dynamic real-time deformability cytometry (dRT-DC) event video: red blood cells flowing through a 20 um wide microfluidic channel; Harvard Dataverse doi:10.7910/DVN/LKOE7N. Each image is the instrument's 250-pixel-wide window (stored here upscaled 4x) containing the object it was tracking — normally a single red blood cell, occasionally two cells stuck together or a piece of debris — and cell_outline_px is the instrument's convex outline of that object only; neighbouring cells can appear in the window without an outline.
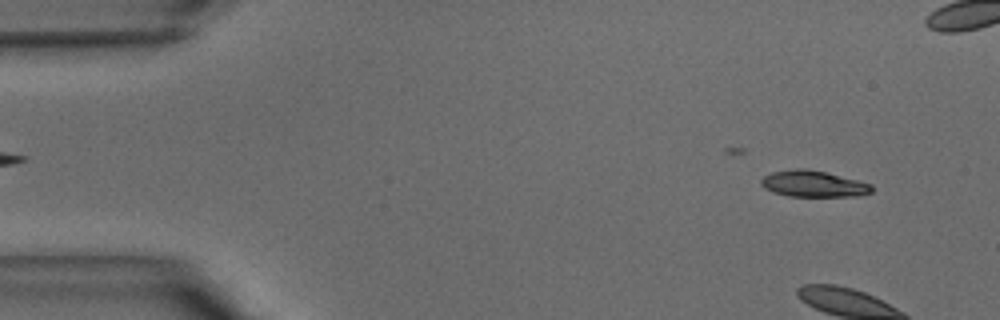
{"species": "common noctule bat (a hibernating species)", "species_latin": "Nyctalus noctula", "temperature_condition": "warm", "stored_images_in_passage": 6, "camera_frame_rate_fps": 3000, "um_per_image_px": 0.085, "animal": {"sex": "male", "body_mass_g": 15.6}, "frame": {"image": 1, "passage_image": 4, "time_ms": 1.0, "image_size_px": [1000, 320], "cell_outline_px": [[872, 192], [856, 196], [788, 196], [772, 192], [764, 188], [760, 184], [760, 180], [764, 176], [772, 172], [796, 168], [804, 168], [824, 172], [872, 184]], "centroid_in_image_um": [69.09, 15.63], "position_along_channel_um": 15.9, "area_um2": 16.82}}